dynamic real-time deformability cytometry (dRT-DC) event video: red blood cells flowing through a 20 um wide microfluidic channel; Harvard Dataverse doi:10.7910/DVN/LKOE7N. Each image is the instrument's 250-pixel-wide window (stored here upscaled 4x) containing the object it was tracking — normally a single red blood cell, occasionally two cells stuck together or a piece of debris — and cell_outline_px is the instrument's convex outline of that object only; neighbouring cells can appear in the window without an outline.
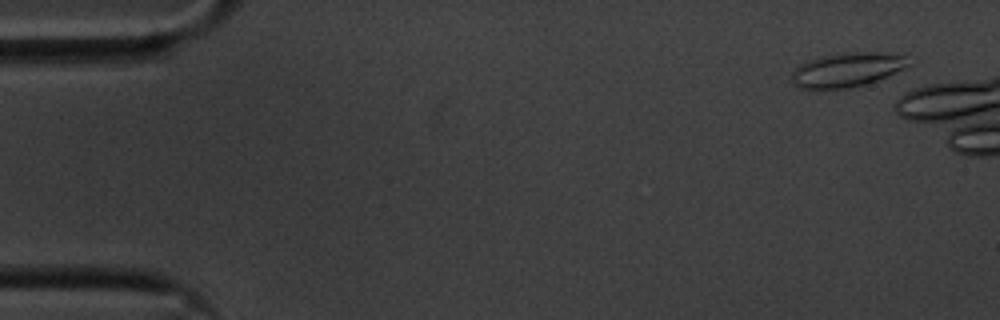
{"species": "common noctule bat (a hibernating species)", "species_latin": "Nyctalus noctula", "temperature_condition": "cold", "stored_images_in_passage": 10, "camera_frame_rate_fps": 3000, "um_per_image_px": 0.085, "animal": {"sex": "male", "body_mass_g": 20.1, "forearm_length_mm": 53.5}, "frame": {"image": 1, "passage_image": 4, "time_ms": 1.0, "image_size_px": [1000, 320], "cell_outline_px": [[912, 64], [888, 76], [864, 84], [848, 88], [800, 88], [792, 80], [792, 72], [800, 64], [808, 60], [820, 56], [848, 52], [884, 52], [904, 56]], "centroid_in_image_um": [72.02, 5.91], "position_along_channel_um": 13.0, "area_um2": 23.06}}